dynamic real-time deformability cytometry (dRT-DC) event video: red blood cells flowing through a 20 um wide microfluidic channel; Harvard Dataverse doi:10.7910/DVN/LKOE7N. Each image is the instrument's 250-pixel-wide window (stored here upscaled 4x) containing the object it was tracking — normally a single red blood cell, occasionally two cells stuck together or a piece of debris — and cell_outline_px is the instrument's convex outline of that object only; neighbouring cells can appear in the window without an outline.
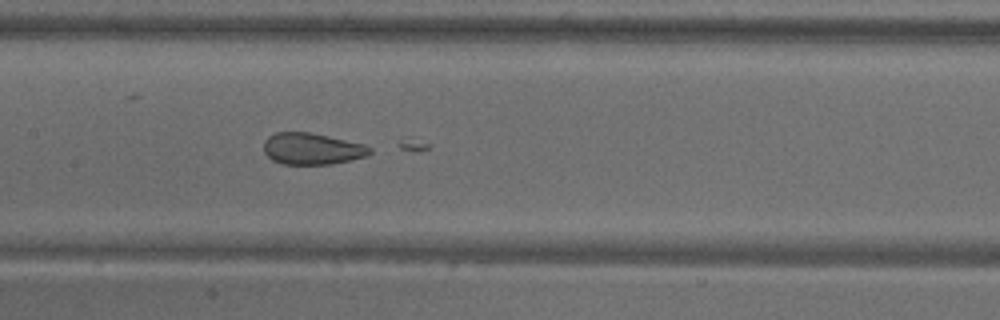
{"species": "common noctule bat (a hibernating species)", "species_latin": "Nyctalus noctula", "temperature_condition": "warm", "stored_images_in_passage": 54, "segment_of_instrument_passage": [1, 2], "camera_frame_rate_fps": 3000, "um_per_image_px": 0.085, "animal": {"sex": "male", "body_mass_g": 18.8}, "frame": {"image": 1, "passage_image": 26, "time_ms": 8.333, "image_size_px": [1000, 320], "cell_outline_px": [[372, 152], [368, 156], [352, 160], [332, 164], [284, 164], [272, 160], [264, 152], [264, 140], [268, 136], [276, 132], [308, 132], [328, 136], [364, 144], [372, 148]], "centroid_in_image_um": [26.54, 12.65], "position_along_channel_um": 180.9, "area_um2": 19.59}}